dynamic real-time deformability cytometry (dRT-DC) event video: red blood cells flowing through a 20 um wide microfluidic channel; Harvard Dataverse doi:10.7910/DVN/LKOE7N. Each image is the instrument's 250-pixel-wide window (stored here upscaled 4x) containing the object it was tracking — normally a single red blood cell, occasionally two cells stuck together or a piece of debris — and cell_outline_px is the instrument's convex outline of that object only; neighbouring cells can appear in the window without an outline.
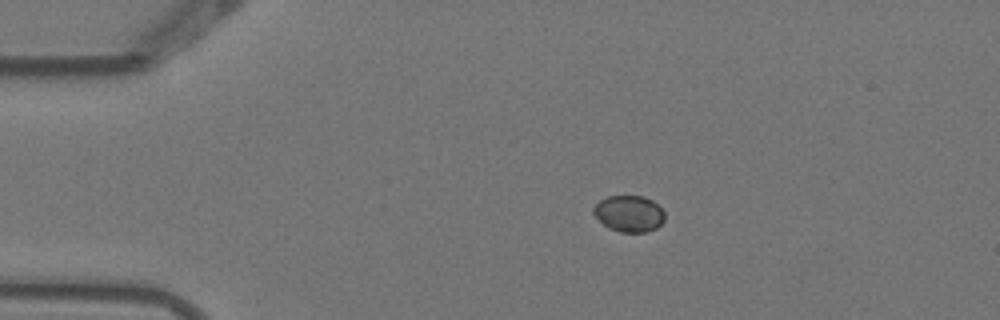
{"species": "Egyptian fruit bat (a non-hibernating species)", "species_latin": "Rousettus aegyptiacus", "temperature_condition": "warm", "stored_images_in_passage": 5, "camera_frame_rate_fps": 3000, "um_per_image_px": 0.085, "animal": {"sex": "female"}, "frame": {"image": 1, "passage_image": 1, "time_ms": 0.0, "image_size_px": [1000, 320], "cell_outline_px": [[664, 220], [656, 228], [644, 232], [620, 232], [608, 228], [592, 212], [592, 208], [600, 200], [608, 196], [644, 196], [652, 200], [664, 212]], "centroid_in_image_um": [53.46, 18.15], "position_along_channel_um": 31.5, "area_um2": 14.97}}
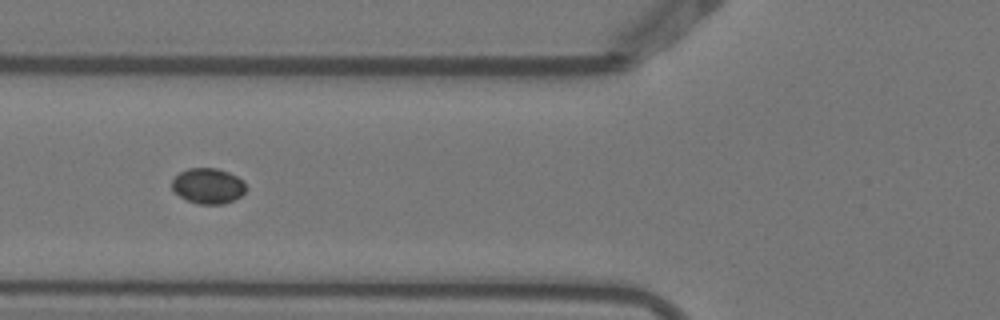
{"frame": {"image": 2, "passage_image": 3, "time_ms": 0.667, "image_size_px": [1000, 320], "cell_outline_px": [[244, 192], [240, 196], [232, 200], [220, 204], [200, 204], [188, 200], [180, 196], [172, 188], [172, 180], [180, 172], [188, 168], [216, 168], [228, 172], [244, 180]], "centroid_in_image_um": [17.67, 15.79], "position_along_channel_um": 108.1, "area_um2": 15.03}}
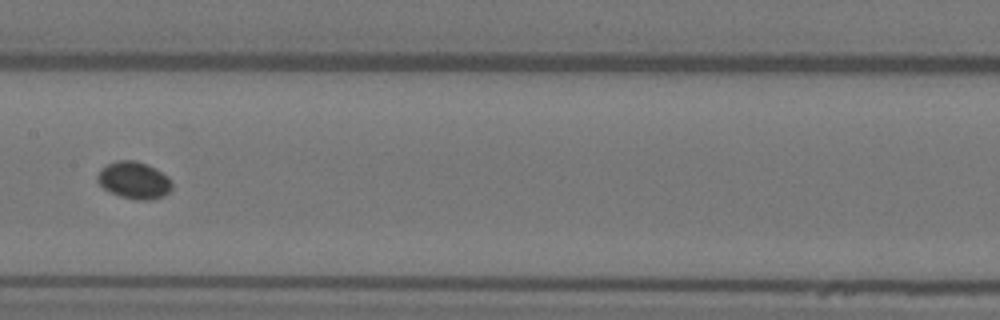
{"frame": {"image": 3, "passage_image": 5, "time_ms": 1.333, "image_size_px": [1000, 320], "cell_outline_px": [[172, 188], [164, 196], [148, 200], [136, 200], [120, 196], [104, 188], [96, 180], [96, 176], [100, 168], [116, 160], [136, 160], [156, 168], [168, 176], [172, 180]], "centroid_in_image_um": [11.4, 15.31], "position_along_channel_um": 196.0, "area_um2": 16.24}}